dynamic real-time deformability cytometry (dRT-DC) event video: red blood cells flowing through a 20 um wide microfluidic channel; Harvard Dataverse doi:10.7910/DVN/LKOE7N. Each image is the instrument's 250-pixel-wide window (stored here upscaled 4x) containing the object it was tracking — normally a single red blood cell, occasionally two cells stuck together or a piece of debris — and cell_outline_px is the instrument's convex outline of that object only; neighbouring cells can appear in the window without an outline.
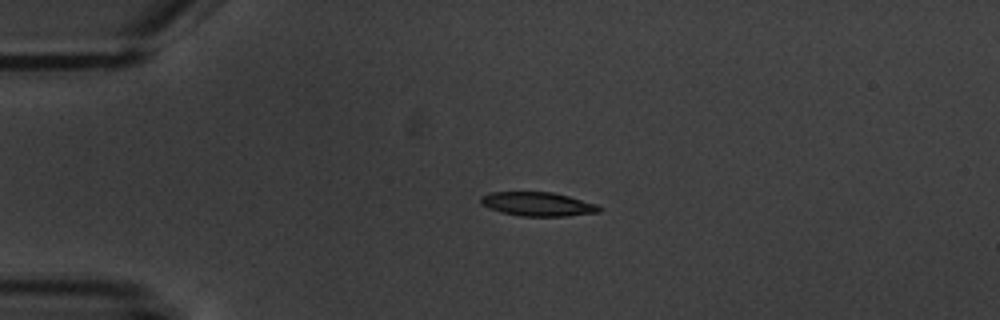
{"species": "common noctule bat (a hibernating species)", "species_latin": "Nyctalus noctula", "temperature_condition": "warm", "stored_images_in_passage": 3, "camera_frame_rate_fps": 3000, "um_per_image_px": 0.085, "animal": {"sex": "male", "body_mass_g": 20.1, "forearm_length_mm": 53.5}, "frame": {"image": 1, "passage_image": 2, "time_ms": 2.0, "image_size_px": [1000, 320], "cell_outline_px": [[604, 208], [600, 212], [568, 216], [520, 216], [500, 212], [488, 208], [480, 204], [480, 196], [492, 192], [552, 192], [568, 196], [596, 204]], "centroid_in_image_um": [45.69, 17.35], "position_along_channel_um": 39.3, "area_um2": 16.65}}